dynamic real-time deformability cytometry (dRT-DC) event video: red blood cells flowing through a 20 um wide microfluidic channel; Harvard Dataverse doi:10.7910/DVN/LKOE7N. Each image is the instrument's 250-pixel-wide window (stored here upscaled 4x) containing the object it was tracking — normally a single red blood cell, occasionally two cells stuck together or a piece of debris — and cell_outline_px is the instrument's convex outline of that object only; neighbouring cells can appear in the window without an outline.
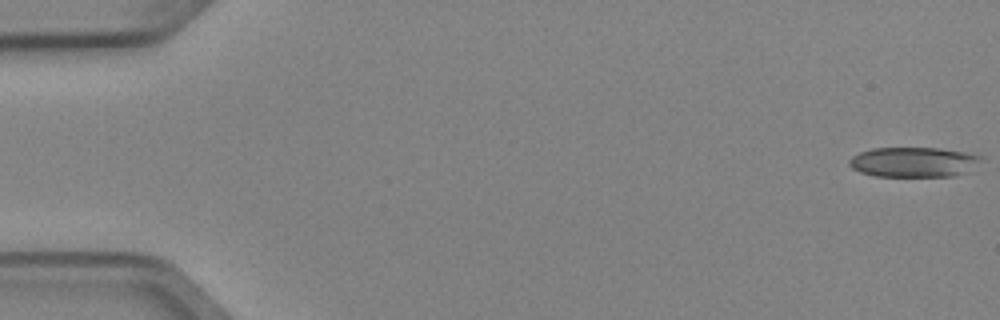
{"species": "Egyptian fruit bat (a non-hibernating species)", "species_latin": "Rousettus aegyptiacus", "temperature_condition": "cold", "stored_images_in_passage": 5, "camera_frame_rate_fps": 3000, "um_per_image_px": 0.085, "animal": {"sex": "female"}, "frame": {"image": 1, "passage_image": 1, "time_ms": 0.0, "image_size_px": [1000, 320], "cell_outline_px": [[984, 156], [980, 160], [964, 172], [956, 176], [876, 176], [860, 172], [852, 168], [848, 164], [848, 160], [852, 156], [860, 152], [872, 148], [936, 148], [964, 152]], "centroid_in_image_um": [77.59, 13.77], "position_along_channel_um": 7.4, "area_um2": 22.77}}
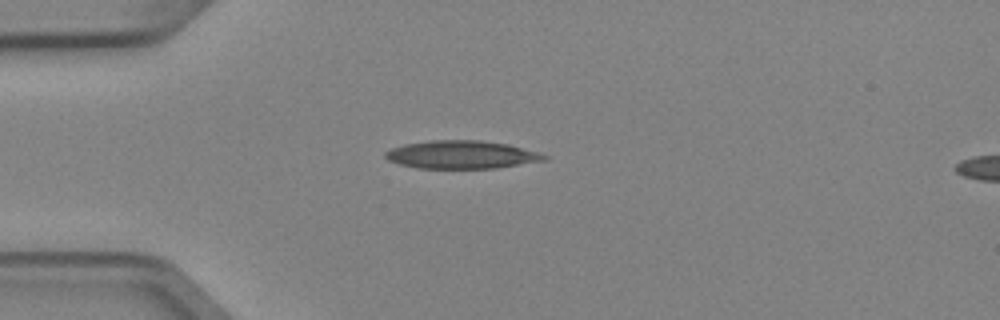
{"frame": {"image": 2, "passage_image": 4, "time_ms": 1.0, "image_size_px": [1000, 320], "cell_outline_px": [[548, 160], [496, 168], [416, 168], [400, 164], [388, 160], [384, 156], [384, 152], [392, 148], [404, 144], [432, 140], [480, 140], [508, 144], [540, 152], [548, 156]], "centroid_in_image_um": [39.26, 13.14], "position_along_channel_um": 45.7, "area_um2": 26.07}}